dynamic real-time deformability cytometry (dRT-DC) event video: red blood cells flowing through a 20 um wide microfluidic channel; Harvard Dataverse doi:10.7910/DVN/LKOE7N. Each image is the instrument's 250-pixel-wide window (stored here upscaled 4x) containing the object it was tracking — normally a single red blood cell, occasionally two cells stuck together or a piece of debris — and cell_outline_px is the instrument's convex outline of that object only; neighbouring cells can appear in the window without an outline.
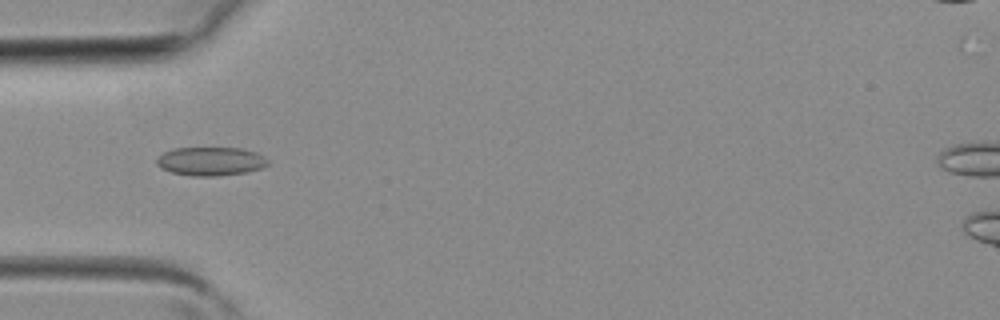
{"species": "common noctule bat (a hibernating species)", "species_latin": "Nyctalus noctula", "temperature_condition": "room temperature", "stored_images_in_passage": 3, "camera_frame_rate_fps": 3000, "um_per_image_px": 0.085, "animal": {"sex": "female", "body_mass_g": 19.3, "forearm_length_mm": 54.1}, "frame": {"image": 1, "passage_image": 3, "time_ms": 0.667, "image_size_px": [1000, 320], "cell_outline_px": [[268, 164], [260, 168], [244, 172], [220, 176], [192, 176], [172, 172], [160, 168], [156, 164], [156, 160], [164, 152], [176, 148], [244, 148], [256, 152], [264, 156], [268, 160]], "centroid_in_image_um": [17.91, 13.71], "position_along_channel_um": 67.1, "area_um2": 18.5}}